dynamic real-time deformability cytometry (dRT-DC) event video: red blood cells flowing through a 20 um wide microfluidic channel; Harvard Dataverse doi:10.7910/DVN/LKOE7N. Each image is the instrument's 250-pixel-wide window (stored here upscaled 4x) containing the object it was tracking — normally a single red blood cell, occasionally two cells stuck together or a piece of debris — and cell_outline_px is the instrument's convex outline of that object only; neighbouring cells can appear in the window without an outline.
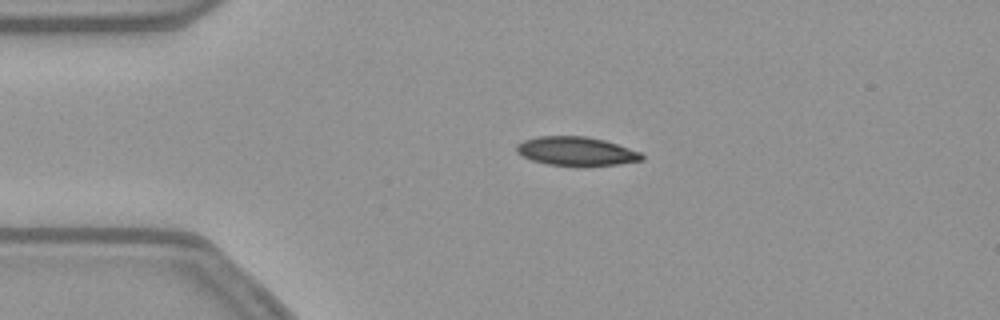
{"species": "common noctule bat (a hibernating species)", "species_latin": "Nyctalus noctula", "temperature_condition": "warm", "stored_images_in_passage": 43, "camera_frame_rate_fps": 3000, "um_per_image_px": 0.085, "animal": {"sex": "female", "body_mass_g": 21.9}, "frame": {"image": 1, "passage_image": 1, "time_ms": 0.0, "image_size_px": [1000, 320], "cell_outline_px": [[644, 160], [620, 164], [580, 168], [548, 164], [532, 160], [516, 152], [516, 144], [524, 140], [536, 136], [584, 136], [604, 140], [640, 152], [644, 156]], "centroid_in_image_um": [48.98, 12.88], "position_along_channel_um": 36.0, "area_um2": 21.5}}
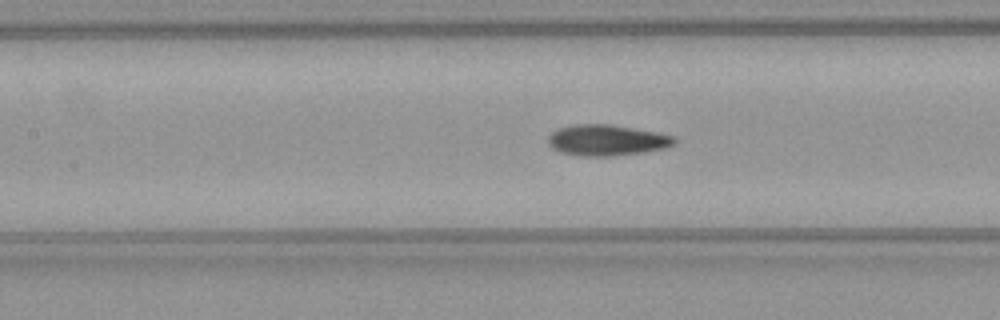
{"frame": {"image": 2, "passage_image": 13, "time_ms": 4.0, "image_size_px": [1000, 320], "cell_outline_px": [[676, 144], [664, 148], [640, 152], [612, 156], [580, 156], [560, 152], [552, 148], [548, 144], [548, 136], [552, 132], [560, 128], [572, 124], [612, 124], [656, 132], [676, 136]], "centroid_in_image_um": [51.57, 11.91], "position_along_channel_um": 155.8, "area_um2": 22.83}}
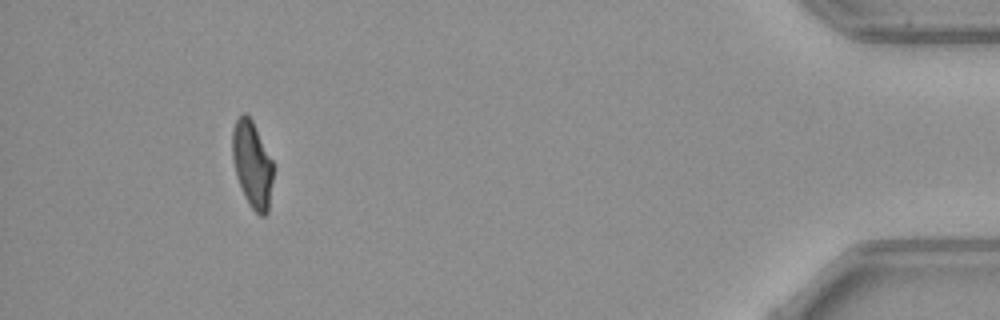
{"frame": {"image": 3, "passage_image": 39, "time_ms": 12.667, "image_size_px": [1000, 320], "cell_outline_px": [[272, 180], [268, 212], [264, 216], [260, 216], [248, 204], [244, 196], [236, 176], [232, 156], [232, 132], [236, 120], [244, 112], [252, 120], [272, 160]], "centroid_in_image_um": [21.42, 13.99], "position_along_channel_um": 413.8, "area_um2": 20.35}, "authors_computed_cell_mechanics": {"area_um2": 21.9062, "velocity_mm_per_s": 3.7967, "shape_relaxation_time_tau1_ms": 10.6559, "shape_relaxation_time_tau2_ms": 2.3387, "deformation_change_tau1": 0.2436, "deformation_change_tau2": 0.0746}}